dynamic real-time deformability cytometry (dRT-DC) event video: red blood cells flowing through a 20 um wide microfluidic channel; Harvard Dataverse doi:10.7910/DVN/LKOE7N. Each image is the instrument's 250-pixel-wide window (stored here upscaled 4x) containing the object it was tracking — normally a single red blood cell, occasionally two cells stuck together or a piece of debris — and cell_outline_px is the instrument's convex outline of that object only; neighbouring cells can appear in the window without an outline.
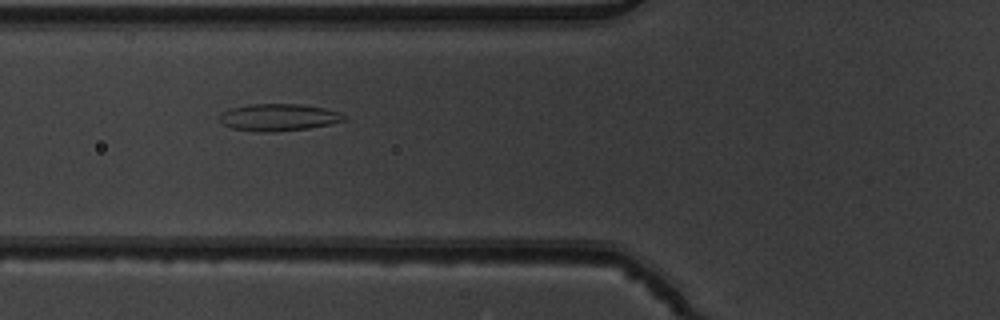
{"species": "common noctule bat (a hibernating species)", "species_latin": "Nyctalus noctula", "temperature_condition": "warm", "stored_images_in_passage": 10, "camera_frame_rate_fps": 3000, "um_per_image_px": 0.085, "animal": {"sex": "male", "body_mass_g": 19.5, "forearm_length_mm": 54.6}, "frame": {"image": 1, "passage_image": 5, "time_ms": 1.333, "image_size_px": [1000, 320], "cell_outline_px": [[348, 120], [308, 128], [276, 132], [256, 132], [232, 128], [224, 124], [216, 116], [220, 112], [228, 108], [248, 104], [300, 104], [324, 108], [336, 112], [344, 116]], "centroid_in_image_um": [23.59, 9.97], "position_along_channel_um": 102.2, "area_um2": 19.77}}
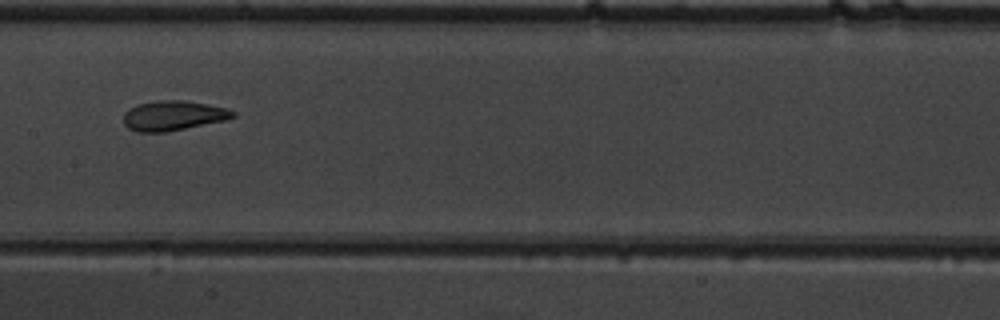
{"frame": {"image": 2, "passage_image": 7, "time_ms": 2.0, "image_size_px": [1000, 320], "cell_outline_px": [[236, 116], [224, 120], [164, 132], [136, 132], [128, 128], [124, 124], [124, 112], [128, 108], [136, 104], [156, 100], [184, 100], [208, 104], [224, 108], [236, 112]], "centroid_in_image_um": [14.67, 9.81], "position_along_channel_um": 192.7, "area_um2": 18.96}}
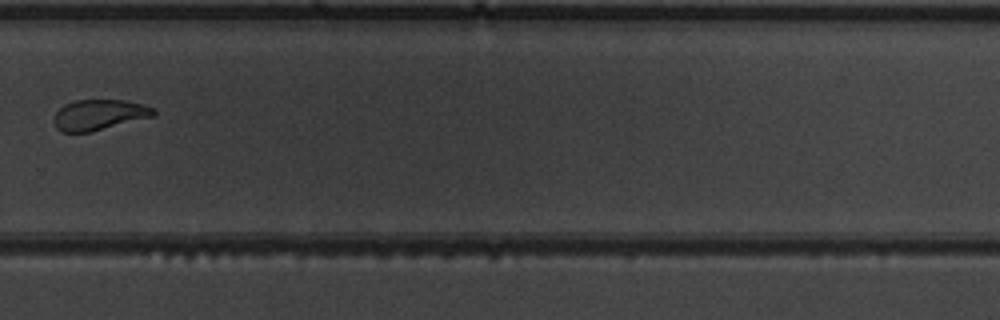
{"frame": {"image": 3, "passage_image": 10, "time_ms": 3.0, "image_size_px": [1000, 320], "cell_outline_px": [[156, 116], [88, 132], [64, 132], [56, 128], [56, 112], [64, 104], [76, 100], [124, 100], [144, 104], [156, 108]], "centroid_in_image_um": [8.5, 9.74], "position_along_channel_um": 321.3, "area_um2": 17.63}}